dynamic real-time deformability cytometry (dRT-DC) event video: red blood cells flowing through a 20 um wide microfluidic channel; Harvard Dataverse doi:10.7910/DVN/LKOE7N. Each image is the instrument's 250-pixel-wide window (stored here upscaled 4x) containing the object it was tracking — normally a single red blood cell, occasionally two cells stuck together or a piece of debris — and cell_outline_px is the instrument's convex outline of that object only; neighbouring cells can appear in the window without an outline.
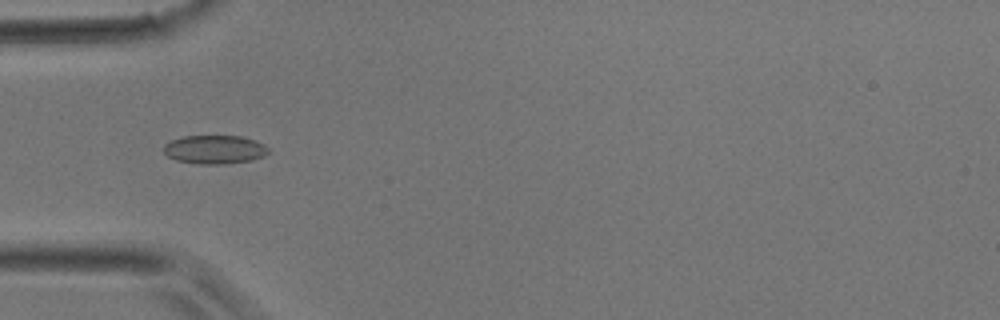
{"species": "common noctule bat (a hibernating species)", "species_latin": "Nyctalus noctula", "temperature_condition": "room temperature", "stored_images_in_passage": 30, "camera_frame_rate_fps": 3000, "um_per_image_px": 0.085, "animal": {"sex": "male", "body_mass_g": 17.9}, "frame": {"image": 1, "passage_image": 2, "time_ms": 0.333, "image_size_px": [1000, 320], "cell_outline_px": [[268, 152], [264, 156], [252, 160], [224, 164], [196, 164], [176, 160], [168, 156], [164, 152], [164, 144], [172, 140], [184, 136], [240, 136], [256, 140], [264, 144], [268, 148]], "centroid_in_image_um": [18.25, 12.71], "position_along_channel_um": 66.7, "area_um2": 17.51}}
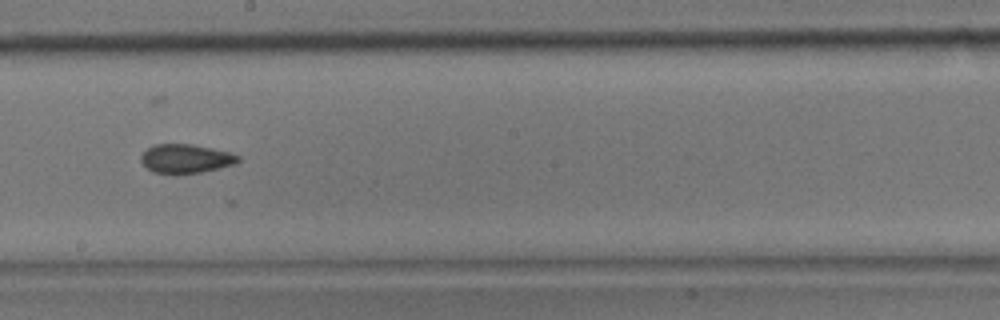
{"frame": {"image": 2, "passage_image": 12, "time_ms": 3.667, "image_size_px": [1000, 320], "cell_outline_px": [[240, 160], [236, 164], [200, 172], [152, 172], [140, 160], [140, 156], [148, 148], [156, 144], [192, 144], [232, 152], [240, 156]], "centroid_in_image_um": [15.84, 13.45], "position_along_channel_um": 232.4, "area_um2": 16.07}}
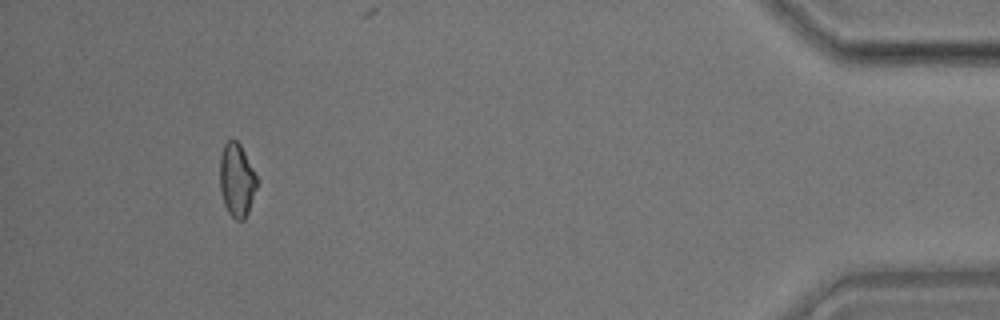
{"frame": {"image": 3, "passage_image": 27, "time_ms": 8.667, "image_size_px": [1000, 320], "cell_outline_px": [[256, 188], [248, 212], [244, 220], [236, 220], [228, 212], [224, 204], [220, 188], [220, 156], [224, 144], [228, 140], [236, 140], [240, 144], [256, 176]], "centroid_in_image_um": [20.1, 15.31], "position_along_channel_um": 415.1, "area_um2": 15.55}}